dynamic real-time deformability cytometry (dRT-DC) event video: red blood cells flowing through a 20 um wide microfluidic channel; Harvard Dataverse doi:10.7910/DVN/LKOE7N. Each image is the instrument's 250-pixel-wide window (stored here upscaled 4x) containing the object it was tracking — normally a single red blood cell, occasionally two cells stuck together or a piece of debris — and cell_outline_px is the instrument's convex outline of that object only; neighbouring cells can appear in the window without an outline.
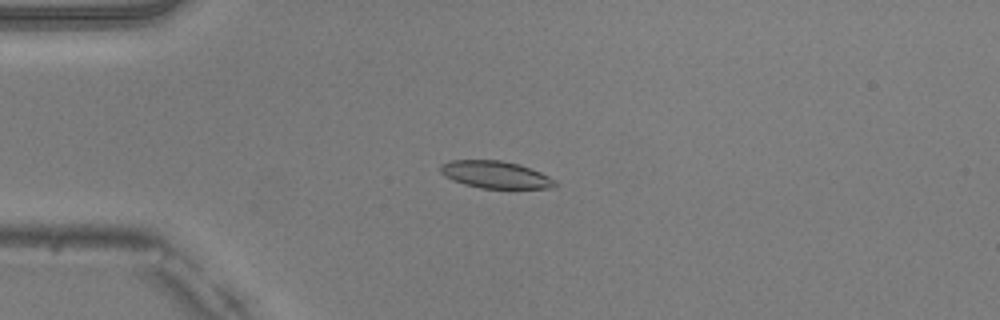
{"species": "common noctule bat (a hibernating species)", "species_latin": "Nyctalus noctula", "temperature_condition": "warm", "stored_images_in_passage": 46, "camera_frame_rate_fps": 3000, "um_per_image_px": 0.085, "animal": {"sex": "male", "body_mass_g": 20.5, "forearm_length_mm": 52.5}, "frame": {"image": 1, "passage_image": 8, "time_ms": 2.333, "image_size_px": [1000, 320], "cell_outline_px": [[560, 184], [556, 188], [480, 188], [464, 184], [452, 180], [444, 176], [440, 172], [440, 164], [448, 160], [500, 160], [520, 164], [540, 172], [556, 180]], "centroid_in_image_um": [42.13, 14.84], "position_along_channel_um": 42.9, "area_um2": 18.44}}
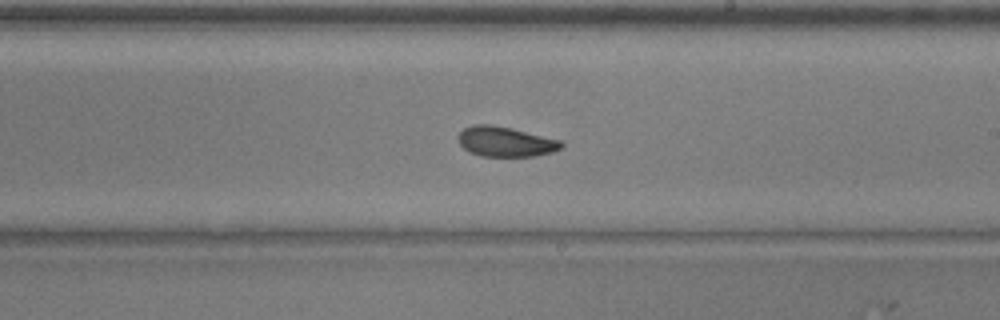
{"frame": {"image": 2, "passage_image": 25, "time_ms": 8.0, "image_size_px": [1000, 320], "cell_outline_px": [[564, 148], [552, 152], [536, 156], [480, 156], [468, 152], [456, 140], [456, 136], [464, 128], [472, 124], [492, 124], [512, 128], [560, 140], [564, 144]], "centroid_in_image_um": [42.94, 12.04], "position_along_channel_um": 246.1, "area_um2": 18.32}}
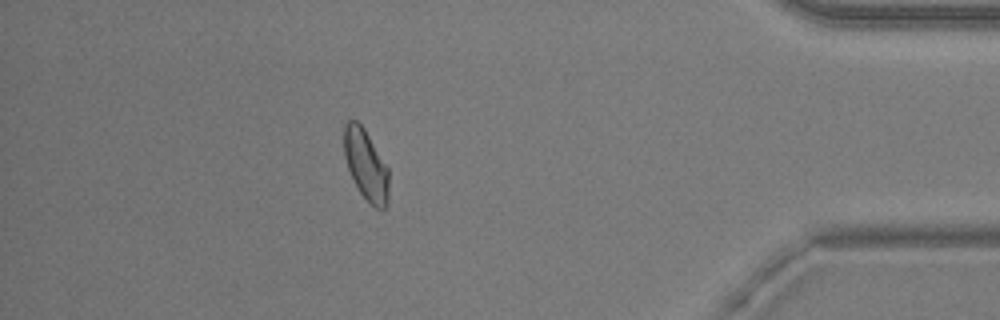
{"frame": {"image": 3, "passage_image": 40, "time_ms": 13.0, "image_size_px": [1000, 320], "cell_outline_px": [[388, 204], [380, 212], [360, 192], [348, 168], [344, 156], [344, 124], [348, 120], [356, 120], [364, 128], [388, 168]], "centroid_in_image_um": [31.1, 14.01], "position_along_channel_um": 404.1, "area_um2": 18.21}, "authors_computed_cell_mechanics": {"area_um2": 18.4093, "velocity_mm_per_s": 4.011, "shape_relaxation_time_tau1_ms": 5.9708, "shape_relaxation_time_tau2_ms": 2.5359, "deformation_change_tau1": 0.1066, "deformation_change_tau2": 0.0707}}